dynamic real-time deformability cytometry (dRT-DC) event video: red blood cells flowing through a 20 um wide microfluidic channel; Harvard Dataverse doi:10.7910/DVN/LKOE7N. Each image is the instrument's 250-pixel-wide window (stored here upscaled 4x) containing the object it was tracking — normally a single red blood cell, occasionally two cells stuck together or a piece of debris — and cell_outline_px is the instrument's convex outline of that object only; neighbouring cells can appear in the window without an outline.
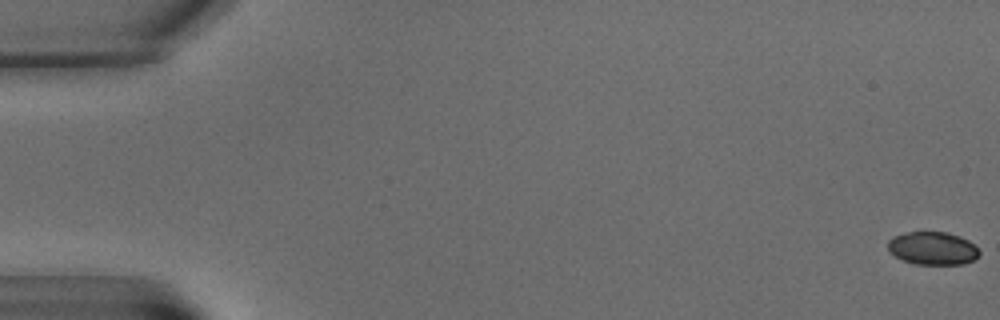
{"species": "common noctule bat (a hibernating species)", "species_latin": "Nyctalus noctula", "temperature_condition": "warm", "stored_images_in_passage": 7, "camera_frame_rate_fps": 3000, "um_per_image_px": 0.085, "animal": {"sex": "male", "body_mass_g": 15.6}, "frame": {"image": 1, "passage_image": 1, "time_ms": 0.0, "image_size_px": [1000, 320], "cell_outline_px": [[980, 256], [964, 264], [916, 264], [904, 260], [888, 252], [888, 240], [892, 236], [904, 232], [948, 232], [960, 236], [976, 244], [980, 252]], "centroid_in_image_um": [79.29, 21.09], "position_along_channel_um": 5.7, "area_um2": 17.8}}